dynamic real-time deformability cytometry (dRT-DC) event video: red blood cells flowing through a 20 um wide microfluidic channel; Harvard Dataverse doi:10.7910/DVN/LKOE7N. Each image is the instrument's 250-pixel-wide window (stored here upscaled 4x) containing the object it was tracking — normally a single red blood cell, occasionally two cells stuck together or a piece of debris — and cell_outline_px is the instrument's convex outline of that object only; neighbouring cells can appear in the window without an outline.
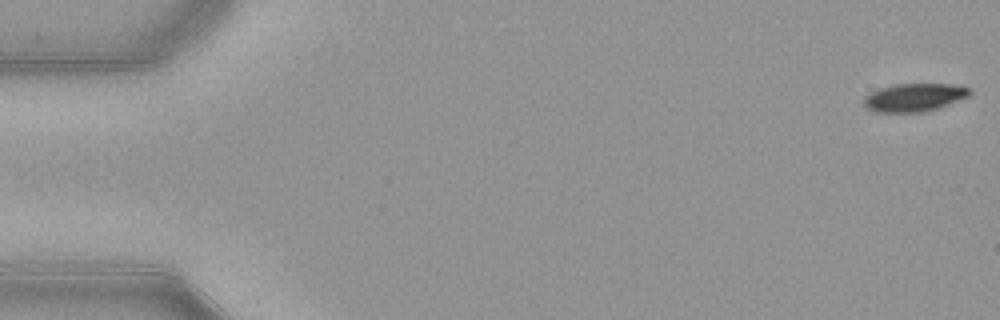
{"species": "common noctule bat (a hibernating species)", "species_latin": "Nyctalus noctula", "temperature_condition": "warm", "stored_images_in_passage": 16, "camera_frame_rate_fps": 3000, "um_per_image_px": 0.085, "animal": {"sex": "female", "body_mass_g": 21.9}, "frame": {"image": 1, "passage_image": 1, "time_ms": 0.0, "image_size_px": [1000, 320], "cell_outline_px": [[972, 92], [968, 96], [948, 104], [936, 108], [920, 112], [876, 112], [868, 108], [860, 100], [868, 92], [892, 84], [956, 84], [968, 88]], "centroid_in_image_um": [77.64, 8.27], "position_along_channel_um": 7.4, "area_um2": 17.34}}
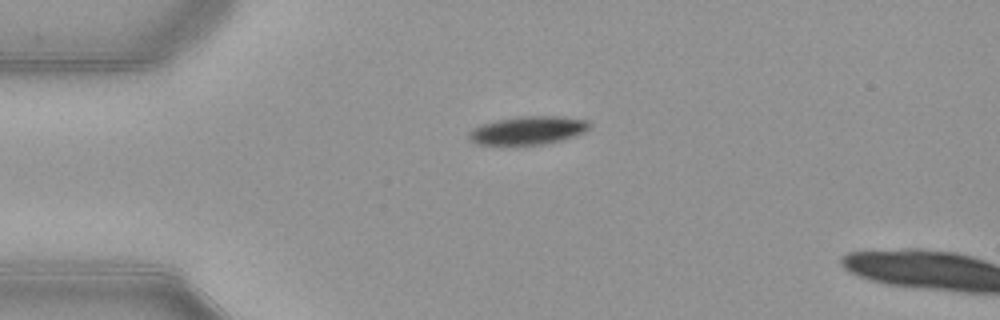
{"frame": {"image": 2, "passage_image": 13, "time_ms": 4.0, "image_size_px": [1000, 320], "cell_outline_px": [[592, 124], [584, 132], [560, 140], [544, 144], [476, 144], [468, 140], [468, 132], [484, 124], [500, 120], [524, 116], [556, 116], [588, 120]], "centroid_in_image_um": [44.89, 11.08], "position_along_channel_um": 40.1, "area_um2": 19.36}}